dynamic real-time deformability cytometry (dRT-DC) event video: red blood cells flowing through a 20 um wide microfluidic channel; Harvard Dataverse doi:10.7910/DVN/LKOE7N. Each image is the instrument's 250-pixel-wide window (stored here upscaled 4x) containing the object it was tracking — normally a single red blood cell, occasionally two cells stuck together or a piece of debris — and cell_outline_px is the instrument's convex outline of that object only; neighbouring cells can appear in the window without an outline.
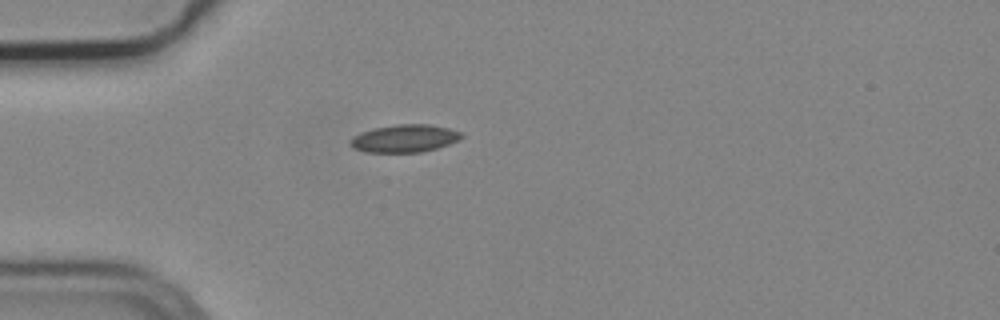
{"species": "common noctule bat (a hibernating species)", "species_latin": "Nyctalus noctula", "temperature_condition": "cold", "stored_images_in_passage": 2, "camera_frame_rate_fps": 3000, "um_per_image_px": 0.085, "animal": {"sex": "male", "body_mass_g": 19.2, "forearm_length_mm": 51.8}, "frame": {"image": 1, "passage_image": 1, "time_ms": 0.0, "image_size_px": [1000, 320], "cell_outline_px": [[464, 136], [460, 140], [436, 148], [420, 152], [364, 152], [352, 148], [348, 144], [348, 140], [360, 132], [376, 128], [396, 124], [428, 124], [448, 128], [460, 132]], "centroid_in_image_um": [34.35, 11.77], "position_along_channel_um": 50.7, "area_um2": 17.98}}